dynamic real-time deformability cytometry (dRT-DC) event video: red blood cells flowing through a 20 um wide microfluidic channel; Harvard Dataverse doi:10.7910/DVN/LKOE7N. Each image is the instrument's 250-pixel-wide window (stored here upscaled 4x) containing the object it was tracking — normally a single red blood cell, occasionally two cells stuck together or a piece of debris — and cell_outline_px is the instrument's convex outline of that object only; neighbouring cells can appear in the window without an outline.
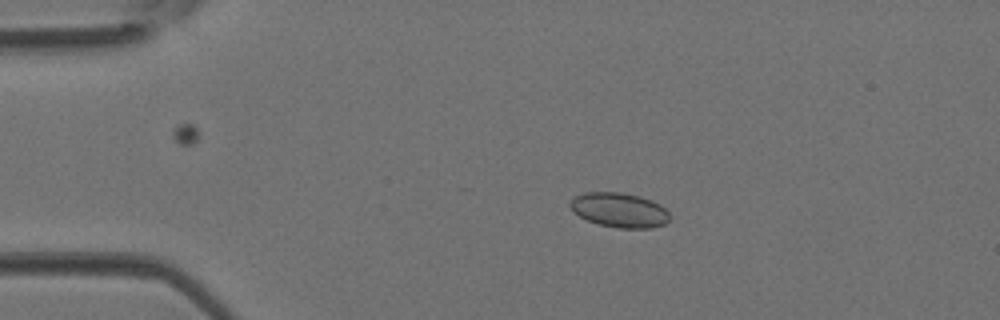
{"species": "Egyptian fruit bat (a non-hibernating species)", "species_latin": "Rousettus aegyptiacus", "temperature_condition": "room temperature", "stored_images_in_passage": 36, "camera_frame_rate_fps": 3000, "um_per_image_px": 0.085, "animal": {"sex": "female"}, "frame": {"image": 1, "passage_image": 1, "time_ms": 0.0, "image_size_px": [1000, 320], "cell_outline_px": [[668, 220], [664, 224], [652, 228], [616, 228], [600, 224], [588, 220], [572, 212], [568, 204], [576, 196], [584, 192], [620, 192], [640, 196], [652, 200], [660, 204], [668, 212]], "centroid_in_image_um": [52.63, 17.85], "position_along_channel_um": 32.4, "area_um2": 20.06}}
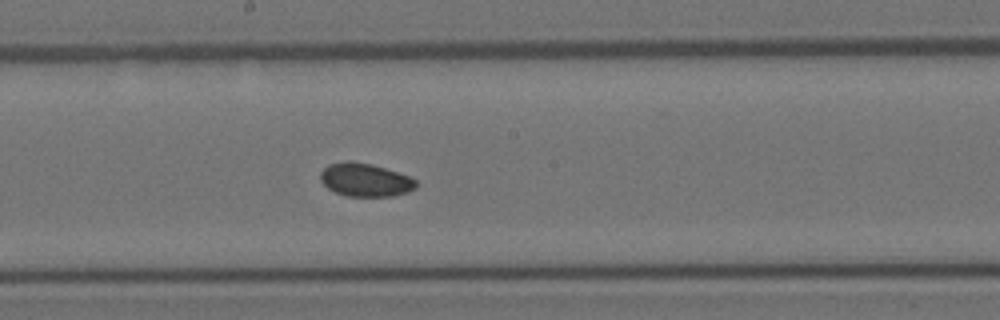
{"frame": {"image": 2, "passage_image": 16, "time_ms": 5.0, "image_size_px": [1000, 320], "cell_outline_px": [[416, 188], [408, 192], [392, 196], [348, 196], [336, 192], [328, 188], [320, 180], [320, 172], [328, 164], [348, 160], [372, 164], [408, 176], [416, 180]], "centroid_in_image_um": [31.02, 15.28], "position_along_channel_um": 217.2, "area_um2": 18.44}}
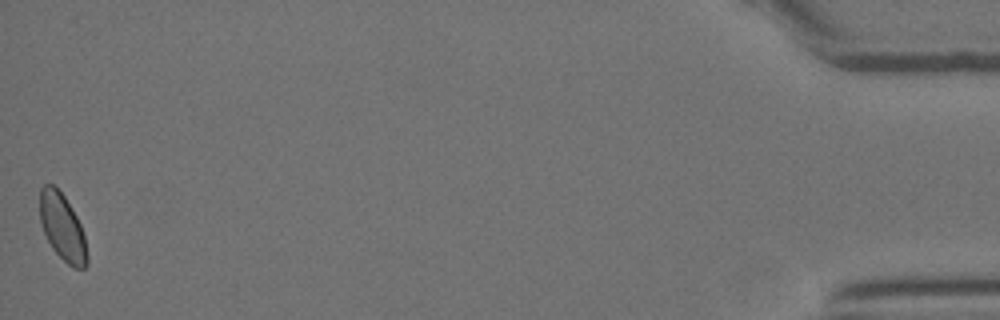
{"frame": {"image": 3, "passage_image": 36, "time_ms": 11.667, "image_size_px": [1000, 320], "cell_outline_px": [[88, 264], [84, 268], [72, 268], [52, 248], [40, 224], [40, 188], [44, 184], [52, 184], [64, 196], [76, 216], [80, 224], [84, 236], [88, 256]], "centroid_in_image_um": [5.3, 19.33], "position_along_channel_um": 429.9, "area_um2": 18.21}}